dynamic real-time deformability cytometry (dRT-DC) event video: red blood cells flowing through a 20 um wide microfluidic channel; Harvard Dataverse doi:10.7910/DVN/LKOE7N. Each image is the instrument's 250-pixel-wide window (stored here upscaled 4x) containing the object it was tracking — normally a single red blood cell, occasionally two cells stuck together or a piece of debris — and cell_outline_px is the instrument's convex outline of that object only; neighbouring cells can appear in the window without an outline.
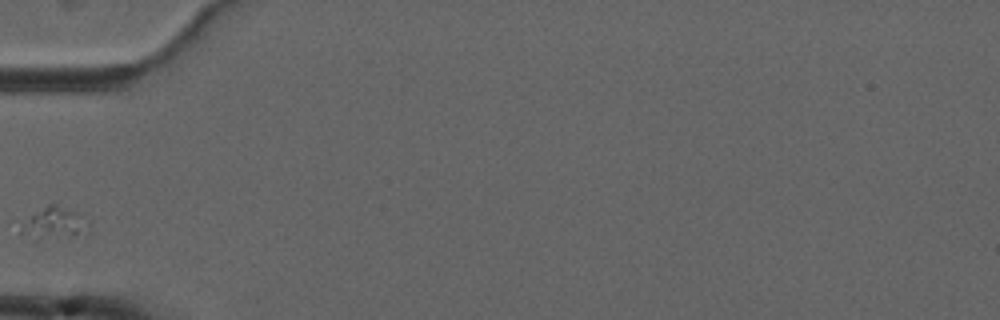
{"species": "common noctule bat (a hibernating species)", "species_latin": "Nyctalus noctula", "temperature_condition": "cold", "stored_images_in_passage": 1, "camera_frame_rate_fps": 3000, "um_per_image_px": 0.085, "animal": {"sex": "male", "forearm_length_mm": 52.5}, "frame": {"image": 1, "passage_image": 1, "time_ms": 0.0, "image_size_px": [1000, 320], "cell_outline_px": [[80, 216], [76, 232], [72, 236], [20, 236], [20, 224], [24, 220], [48, 204], [56, 200], [76, 212]], "centroid_in_image_um": [4.35, 18.85], "position_along_channel_um": 80.7, "area_um2": 11.1}}